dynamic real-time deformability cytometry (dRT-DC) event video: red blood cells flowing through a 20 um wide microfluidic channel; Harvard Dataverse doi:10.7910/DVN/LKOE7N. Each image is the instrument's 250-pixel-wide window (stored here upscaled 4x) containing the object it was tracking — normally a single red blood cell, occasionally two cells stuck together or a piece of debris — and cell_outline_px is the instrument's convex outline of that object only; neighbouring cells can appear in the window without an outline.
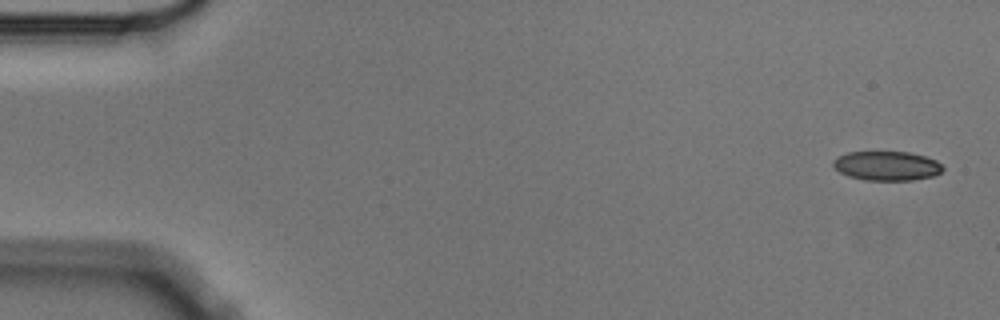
{"species": "Egyptian fruit bat (a non-hibernating species)", "species_latin": "Rousettus aegyptiacus", "temperature_condition": "cold", "stored_images_in_passage": 5, "segment_of_instrument_passage": [2, 2], "camera_frame_rate_fps": 3000, "um_per_image_px": 0.085, "animal": {"sex": "male"}, "frame": {"image": 1, "passage_image": 5, "time_ms": 1.333, "image_size_px": [1000, 320], "cell_outline_px": [[944, 168], [940, 172], [932, 176], [912, 180], [864, 180], [848, 176], [840, 172], [832, 164], [832, 160], [836, 156], [848, 152], [908, 152], [924, 156], [936, 160]], "centroid_in_image_um": [75.34, 14.09], "position_along_channel_um": 9.7, "area_um2": 18.67}}